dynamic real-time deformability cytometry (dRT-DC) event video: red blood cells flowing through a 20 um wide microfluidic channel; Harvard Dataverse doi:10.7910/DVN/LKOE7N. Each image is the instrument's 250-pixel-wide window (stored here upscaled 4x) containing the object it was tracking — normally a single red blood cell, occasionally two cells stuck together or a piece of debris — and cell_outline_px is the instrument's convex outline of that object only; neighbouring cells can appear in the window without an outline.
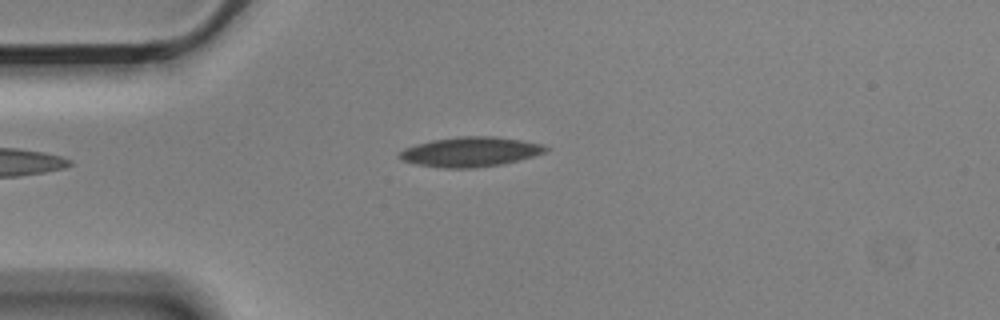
{"species": "Egyptian fruit bat (a non-hibernating species)", "species_latin": "Rousettus aegyptiacus", "temperature_condition": "cold", "stored_images_in_passage": 3, "camera_frame_rate_fps": 3000, "um_per_image_px": 0.085, "animal": {"sex": "male"}, "frame": {"image": 1, "passage_image": 3, "time_ms": 0.667, "image_size_px": [1000, 320], "cell_outline_px": [[548, 148], [544, 152], [532, 156], [500, 164], [476, 168], [440, 168], [416, 164], [400, 160], [396, 156], [404, 148], [432, 140], [460, 136], [492, 136], [520, 140], [540, 144]], "centroid_in_image_um": [39.89, 12.91], "position_along_channel_um": 45.1, "area_um2": 25.09}}